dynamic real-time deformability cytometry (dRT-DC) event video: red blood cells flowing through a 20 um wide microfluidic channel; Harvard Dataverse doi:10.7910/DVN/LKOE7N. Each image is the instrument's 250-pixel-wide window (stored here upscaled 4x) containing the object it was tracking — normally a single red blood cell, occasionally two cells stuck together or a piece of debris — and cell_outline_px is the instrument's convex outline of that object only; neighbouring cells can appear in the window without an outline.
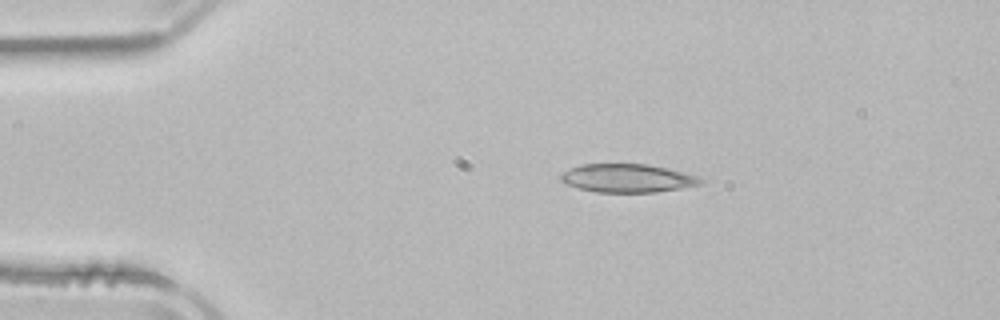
{"species": "common noctule bat (a hibernating species)", "species_latin": "Nyctalus noctula", "temperature_condition": "room temperature", "stored_images_in_passage": 3, "camera_frame_rate_fps": 3000, "um_per_image_px": 0.085, "animal": {"sex": "male", "body_mass_g": 21.5, "forearm_length_mm": 52.0}, "frame": {"image": 1, "passage_image": 1, "time_ms": 0.0, "image_size_px": [1000, 320], "cell_outline_px": [[704, 180], [700, 184], [680, 188], [656, 192], [596, 192], [580, 188], [568, 184], [560, 180], [560, 172], [568, 168], [580, 164], [648, 164], [668, 168], [696, 176]], "centroid_in_image_um": [53.28, 15.13], "position_along_channel_um": 31.7, "area_um2": 23.06}}
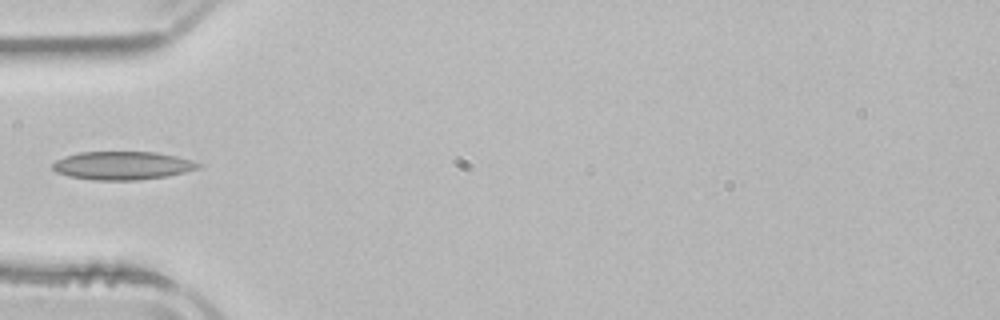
{"frame": {"image": 2, "passage_image": 3, "time_ms": 2.333, "image_size_px": [1000, 320], "cell_outline_px": [[200, 168], [168, 176], [140, 180], [92, 180], [68, 176], [56, 172], [52, 168], [52, 164], [56, 160], [64, 156], [80, 152], [156, 152], [176, 156], [192, 160], [200, 164]], "centroid_in_image_um": [10.39, 14.07], "position_along_channel_um": 74.6, "area_um2": 24.1}}